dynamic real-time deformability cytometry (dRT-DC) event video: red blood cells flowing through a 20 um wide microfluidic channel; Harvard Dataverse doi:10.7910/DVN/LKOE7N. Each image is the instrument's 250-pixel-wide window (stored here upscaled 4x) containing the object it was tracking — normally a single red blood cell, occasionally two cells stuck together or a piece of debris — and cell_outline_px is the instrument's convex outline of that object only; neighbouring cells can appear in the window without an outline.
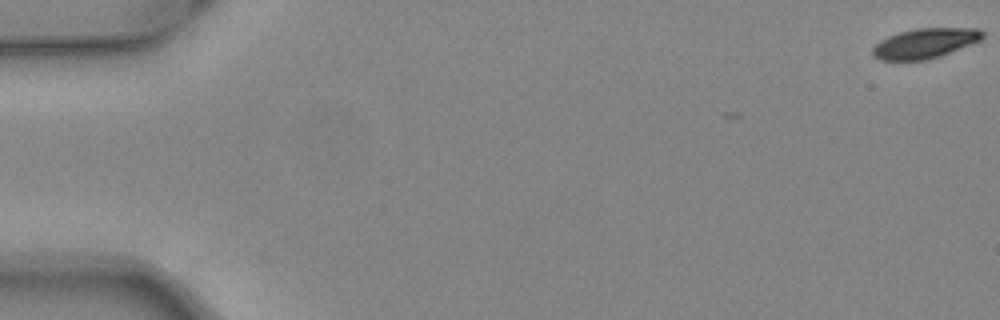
{"species": "common noctule bat (a hibernating species)", "species_latin": "Nyctalus noctula", "temperature_condition": "warm", "stored_images_in_passage": 42, "camera_frame_rate_fps": 3000, "um_per_image_px": 0.085, "animal": {"sex": "female", "body_mass_g": 24.6, "forearm_length_mm": 56.2}, "frame": {"image": 1, "passage_image": 1, "time_ms": 0.0, "image_size_px": [1000, 320], "cell_outline_px": [[984, 36], [980, 40], [940, 56], [928, 60], [880, 60], [872, 56], [872, 48], [880, 40], [888, 36], [900, 32], [916, 28], [980, 28], [984, 32]], "centroid_in_image_um": [78.61, 3.68], "position_along_channel_um": 6.4, "area_um2": 19.19}}
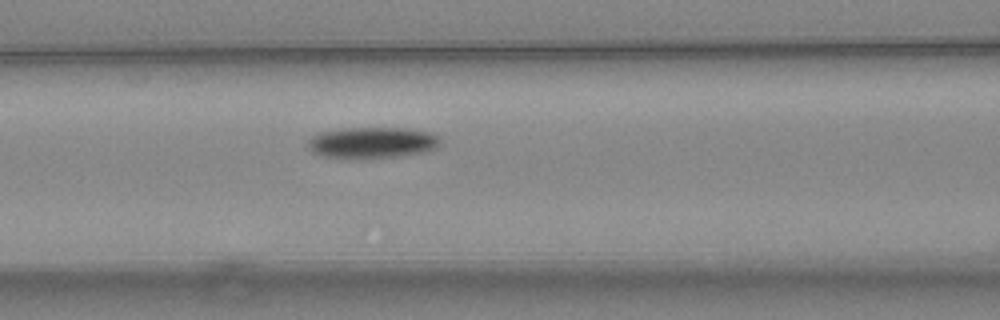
{"frame": {"image": 2, "passage_image": 23, "time_ms": 7.333, "image_size_px": [1000, 320], "cell_outline_px": [[440, 144], [436, 148], [424, 152], [396, 156], [360, 160], [340, 160], [320, 156], [312, 152], [308, 148], [308, 140], [312, 136], [320, 132], [344, 128], [404, 128], [432, 132], [440, 140]], "centroid_in_image_um": [31.56, 12.16], "position_along_channel_um": 135.0, "area_um2": 24.74}}
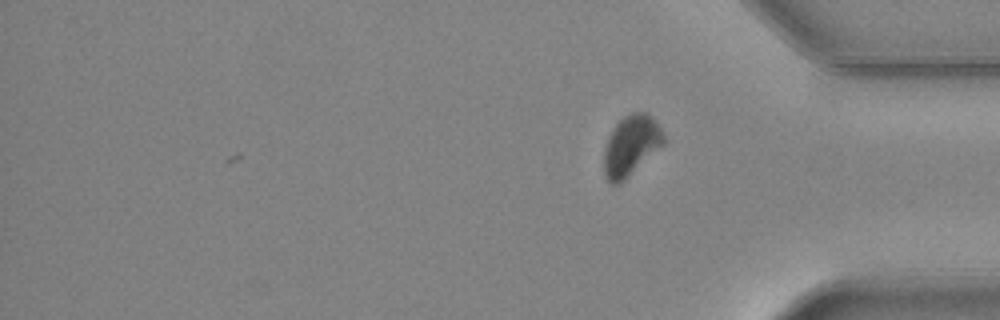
{"frame": {"image": 3, "passage_image": 42, "time_ms": 13.667, "image_size_px": [1000, 320], "cell_outline_px": [[664, 144], [620, 184], [612, 184], [608, 180], [604, 172], [604, 148], [612, 128], [624, 116], [632, 112], [644, 112], [652, 116], [660, 128], [664, 136]], "centroid_in_image_um": [53.62, 12.36], "position_along_channel_um": 381.6, "area_um2": 20.81}, "authors_computed_cell_mechanics": {"area_um2": 22.831, "velocity_mm_per_s": 4.0248, "shape_relaxation_time_tau1_ms": 3.7467, "shape_relaxation_time_tau2_ms": null, "deformation_change_tau1": 0.1357, "deformation_change_tau2": null}}